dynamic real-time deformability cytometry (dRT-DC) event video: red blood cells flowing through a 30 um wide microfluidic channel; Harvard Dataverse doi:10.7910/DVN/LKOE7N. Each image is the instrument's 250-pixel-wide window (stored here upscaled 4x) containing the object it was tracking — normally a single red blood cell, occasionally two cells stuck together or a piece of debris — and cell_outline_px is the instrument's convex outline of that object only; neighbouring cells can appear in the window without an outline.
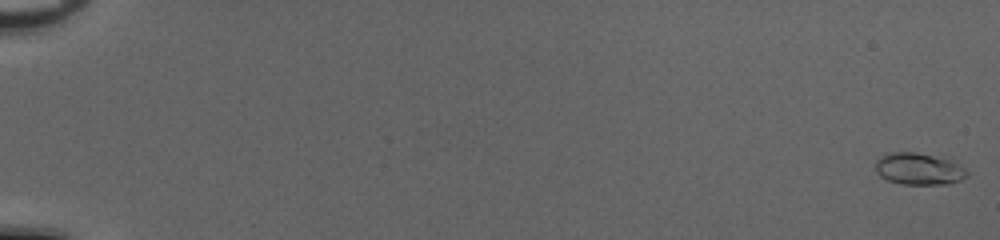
{"species": "common noctule bat (a hibernating species)", "species_latin": "Nyctalus noctula", "temperature_condition": "cold", "stored_images_in_passage": 54, "camera_frame_rate_fps": 3000, "um_per_image_px": 0.085, "animal": {"sex": "female", "body_mass_g": 20.0, "forearm_length_mm": 54.0}, "frame": {"image": 1, "passage_image": 1, "time_ms": 0.0, "image_size_px": [1000, 240], "cell_outline_px": [[968, 176], [960, 180], [948, 184], [900, 184], [888, 180], [880, 176], [876, 172], [876, 160], [880, 156], [892, 152], [916, 152], [952, 156], [968, 172]], "centroid_in_image_um": [78.18, 14.32], "position_along_channel_um": 6.8, "area_um2": 17.69}}
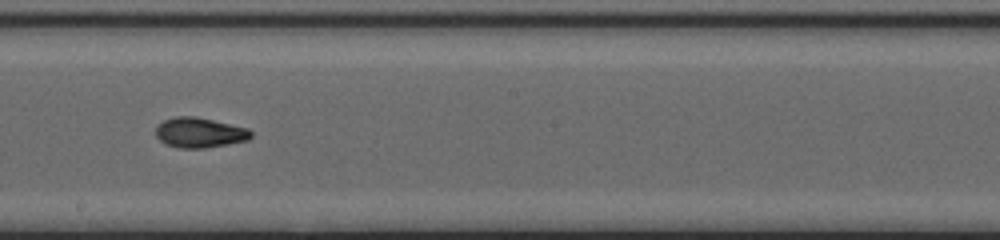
{"frame": {"image": 2, "passage_image": 33, "time_ms": 10.667, "image_size_px": [1000, 240], "cell_outline_px": [[252, 136], [248, 140], [228, 144], [204, 148], [180, 148], [164, 144], [156, 136], [156, 124], [164, 120], [176, 116], [196, 116], [248, 128], [252, 132]], "centroid_in_image_um": [16.95, 11.27], "position_along_channel_um": 231.3, "area_um2": 16.82}}
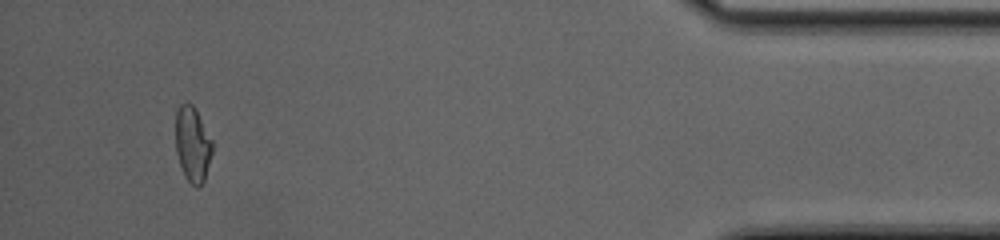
{"frame": {"image": 3, "passage_image": 51, "time_ms": 16.667, "image_size_px": [1000, 240], "cell_outline_px": [[212, 152], [204, 180], [196, 188], [184, 176], [176, 152], [176, 112], [180, 104], [192, 104], [196, 108], [212, 140]], "centroid_in_image_um": [16.37, 12.25], "position_along_channel_um": 418.8, "area_um2": 15.95}, "authors_computed_cell_mechanics": {"area_um2": 16.2129, "velocity_mm_per_s": 4.0784, "shape_relaxation_time_tau1_ms": 4.9821, "shape_relaxation_time_tau2_ms": 2.2277, "deformation_change_tau1": 0.1572, "deformation_change_tau2": 0.0773}}